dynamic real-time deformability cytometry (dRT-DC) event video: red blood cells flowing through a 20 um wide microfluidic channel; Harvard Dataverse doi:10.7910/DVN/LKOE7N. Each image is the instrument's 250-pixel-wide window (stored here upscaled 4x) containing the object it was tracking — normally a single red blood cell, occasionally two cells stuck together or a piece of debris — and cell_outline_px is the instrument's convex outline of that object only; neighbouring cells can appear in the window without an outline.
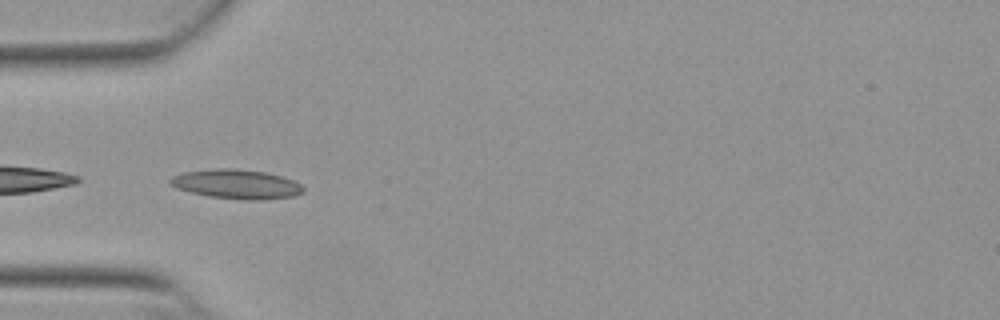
{"species": "Egyptian fruit bat (a non-hibernating species)", "species_latin": "Rousettus aegyptiacus", "temperature_condition": "warm", "stored_images_in_passage": 12, "camera_frame_rate_fps": 3000, "um_per_image_px": 0.085, "animal": {"sex": "female"}, "frame": {"image": 1, "passage_image": 10, "time_ms": 3.0, "image_size_px": [1000, 320], "cell_outline_px": [[304, 192], [292, 196], [256, 200], [248, 200], [208, 196], [176, 188], [168, 180], [172, 176], [184, 172], [216, 168], [232, 168], [264, 172], [280, 176], [292, 180], [300, 184], [304, 188]], "centroid_in_image_um": [20.09, 15.64], "position_along_channel_um": 64.9, "area_um2": 22.43}}